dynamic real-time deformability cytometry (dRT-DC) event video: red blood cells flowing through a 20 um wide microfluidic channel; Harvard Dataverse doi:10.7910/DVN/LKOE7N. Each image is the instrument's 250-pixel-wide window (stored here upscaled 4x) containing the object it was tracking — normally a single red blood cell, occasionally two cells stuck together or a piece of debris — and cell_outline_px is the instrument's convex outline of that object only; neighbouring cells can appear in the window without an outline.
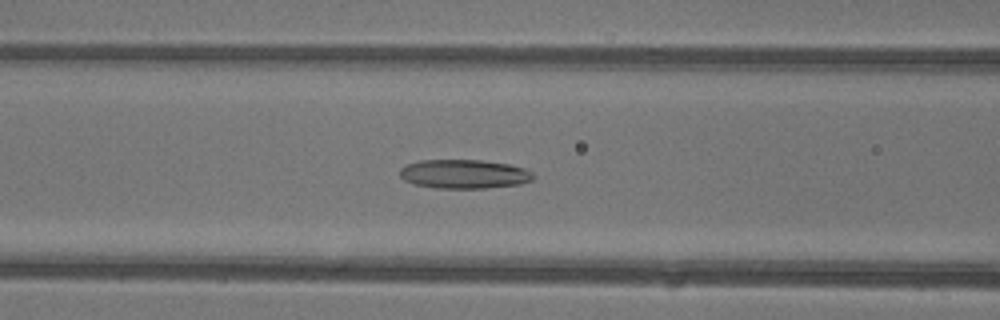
{"species": "common noctule bat (a hibernating species)", "species_latin": "Nyctalus noctula", "temperature_condition": "warm", "stored_images_in_passage": 35, "camera_frame_rate_fps": 3000, "um_per_image_px": 0.085, "animal": {"sex": "female"}, "frame": {"image": 1, "passage_image": 8, "time_ms": 2.333, "image_size_px": [1000, 320], "cell_outline_px": [[532, 180], [520, 184], [484, 188], [436, 188], [416, 184], [404, 180], [400, 176], [400, 168], [408, 164], [420, 160], [480, 160], [508, 164], [524, 168], [532, 172]], "centroid_in_image_um": [39.43, 14.79], "position_along_channel_um": 127.2, "area_um2": 22.37}}
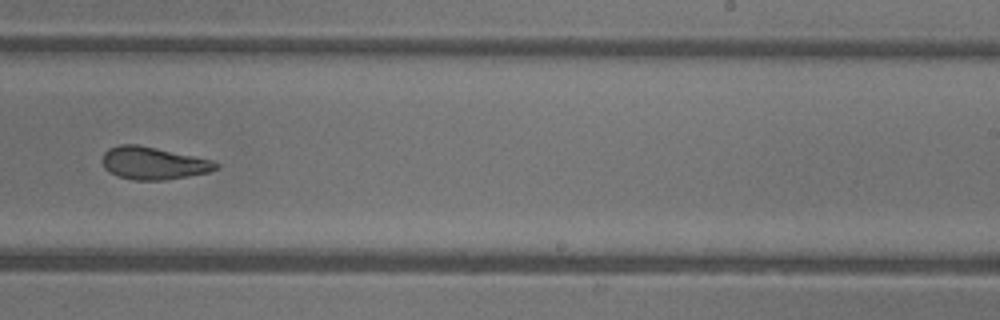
{"frame": {"image": 2, "passage_image": 18, "time_ms": 5.667, "image_size_px": [1000, 320], "cell_outline_px": [[220, 168], [208, 172], [188, 176], [164, 180], [136, 180], [116, 176], [108, 172], [104, 168], [100, 160], [104, 152], [108, 148], [120, 144], [136, 144], [156, 148], [212, 160], [220, 164]], "centroid_in_image_um": [12.99, 13.87], "position_along_channel_um": 276.0, "area_um2": 21.68}}
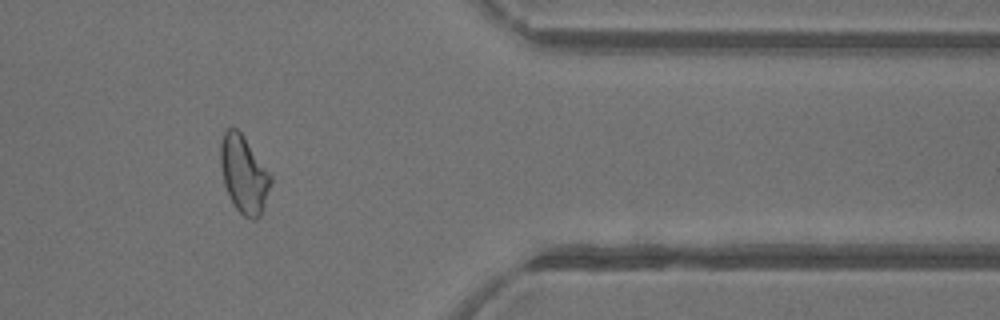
{"frame": {"image": 3, "passage_image": 27, "time_ms": 8.667, "image_size_px": [1000, 320], "cell_outline_px": [[272, 180], [260, 216], [256, 220], [252, 220], [244, 216], [236, 208], [224, 184], [220, 164], [220, 144], [224, 132], [228, 128], [236, 128], [240, 132], [272, 176]], "centroid_in_image_um": [20.72, 14.82], "position_along_channel_um": 390.7, "area_um2": 22.2}, "authors_computed_cell_mechanics": {"area_um2": 22.3686, "velocity_mm_per_s": 4.4797, "shape_relaxation_time_tau1_ms": null, "shape_relaxation_time_tau2_ms": 2.9867, "deformation_change_tau1": null, "deformation_change_tau2": 0.1217}}